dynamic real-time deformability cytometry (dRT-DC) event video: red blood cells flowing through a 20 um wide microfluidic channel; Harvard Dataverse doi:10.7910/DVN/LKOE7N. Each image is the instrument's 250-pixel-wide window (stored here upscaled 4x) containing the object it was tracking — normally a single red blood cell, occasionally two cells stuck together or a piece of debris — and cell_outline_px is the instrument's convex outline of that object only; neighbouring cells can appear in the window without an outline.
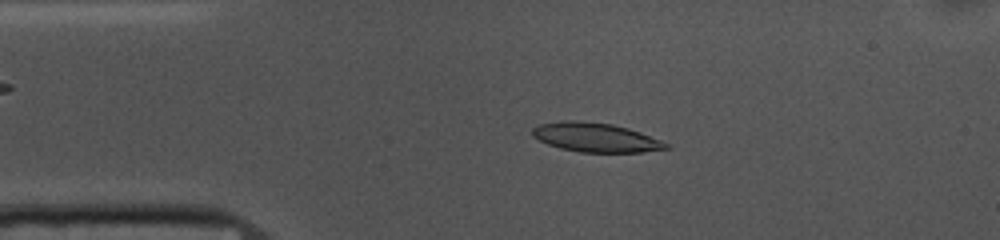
{"species": "common noctule bat (a hibernating species)", "species_latin": "Nyctalus noctula", "temperature_condition": "cold", "stored_images_in_passage": 52, "camera_frame_rate_fps": 3000, "um_per_image_px": 0.085, "animal": {"sex": "female", "body_mass_g": 10.0, "forearm_length_mm": 53.1}, "frame": {"image": 1, "passage_image": 9, "time_ms": 2.667, "image_size_px": [1000, 240], "cell_outline_px": [[668, 148], [640, 152], [580, 152], [560, 148], [548, 144], [532, 136], [532, 128], [540, 124], [564, 120], [580, 120], [612, 124], [628, 128], [640, 132], [660, 140], [668, 144]], "centroid_in_image_um": [50.59, 11.67], "position_along_channel_um": 34.4, "area_um2": 22.54}}
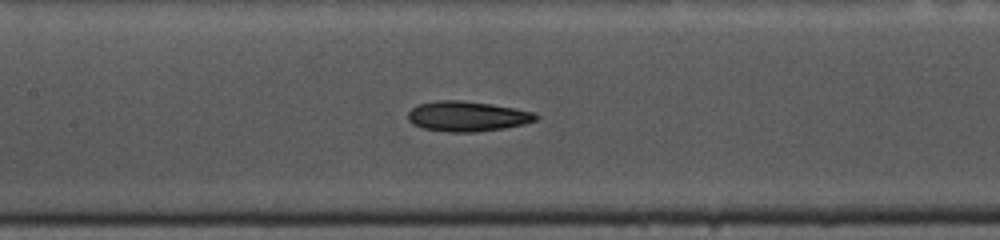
{"frame": {"image": 2, "passage_image": 22, "time_ms": 7.0, "image_size_px": [1000, 240], "cell_outline_px": [[540, 116], [536, 120], [524, 124], [504, 128], [476, 132], [448, 132], [424, 128], [412, 124], [408, 120], [408, 112], [416, 104], [436, 100], [460, 100], [492, 104], [536, 112]], "centroid_in_image_um": [39.72, 9.88], "position_along_channel_um": 167.7, "area_um2": 22.66}}
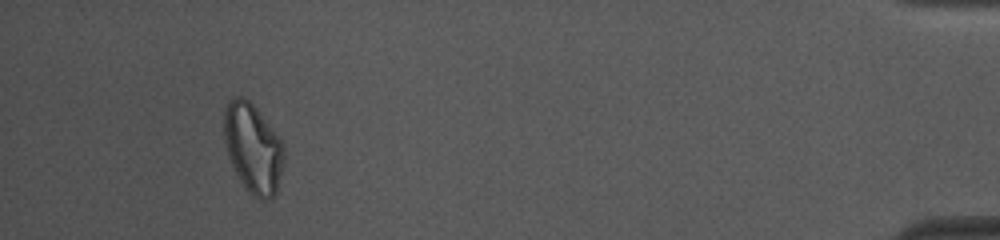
{"frame": {"image": 3, "passage_image": 48, "time_ms": 15.667, "image_size_px": [1000, 240], "cell_outline_px": [[284, 164], [276, 192], [272, 200], [256, 200], [248, 192], [240, 180], [228, 156], [224, 140], [224, 112], [228, 100], [232, 96], [244, 96], [256, 108], [284, 144]], "centroid_in_image_um": [21.51, 12.62], "position_along_channel_um": 413.7, "area_um2": 31.44}, "authors_computed_cell_mechanics": {"area_um2": 22.4842, "velocity_mm_per_s": 3.6946, "shape_relaxation_time_tau1_ms": 7.8678, "shape_relaxation_time_tau2_ms": 8.5659, "deformation_change_tau1": 0.1781, "deformation_change_tau2": 0.1849}}